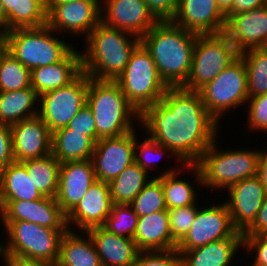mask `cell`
<instances>
[{
	"mask_svg": "<svg viewBox=\"0 0 267 266\" xmlns=\"http://www.w3.org/2000/svg\"><path fill=\"white\" fill-rule=\"evenodd\" d=\"M218 122L197 91L168 88L139 118L145 135L170 149L183 164H195L218 137ZM217 135V136H216Z\"/></svg>",
	"mask_w": 267,
	"mask_h": 266,
	"instance_id": "obj_1",
	"label": "cell"
},
{
	"mask_svg": "<svg viewBox=\"0 0 267 266\" xmlns=\"http://www.w3.org/2000/svg\"><path fill=\"white\" fill-rule=\"evenodd\" d=\"M197 36V33L165 20L159 21L140 38V43L150 53L159 75L169 88L185 85Z\"/></svg>",
	"mask_w": 267,
	"mask_h": 266,
	"instance_id": "obj_2",
	"label": "cell"
},
{
	"mask_svg": "<svg viewBox=\"0 0 267 266\" xmlns=\"http://www.w3.org/2000/svg\"><path fill=\"white\" fill-rule=\"evenodd\" d=\"M82 72L96 80L115 81L125 70L140 38L100 22L85 39Z\"/></svg>",
	"mask_w": 267,
	"mask_h": 266,
	"instance_id": "obj_3",
	"label": "cell"
},
{
	"mask_svg": "<svg viewBox=\"0 0 267 266\" xmlns=\"http://www.w3.org/2000/svg\"><path fill=\"white\" fill-rule=\"evenodd\" d=\"M87 104L95 119L96 142L101 138L125 135L137 126L138 130L142 129L138 123L140 113L128 102L115 81L89 77Z\"/></svg>",
	"mask_w": 267,
	"mask_h": 266,
	"instance_id": "obj_4",
	"label": "cell"
},
{
	"mask_svg": "<svg viewBox=\"0 0 267 266\" xmlns=\"http://www.w3.org/2000/svg\"><path fill=\"white\" fill-rule=\"evenodd\" d=\"M5 241L0 242V258L45 262L56 265L60 242L67 229H50L29 221L2 222Z\"/></svg>",
	"mask_w": 267,
	"mask_h": 266,
	"instance_id": "obj_5",
	"label": "cell"
},
{
	"mask_svg": "<svg viewBox=\"0 0 267 266\" xmlns=\"http://www.w3.org/2000/svg\"><path fill=\"white\" fill-rule=\"evenodd\" d=\"M218 143L216 138L195 163L204 187L201 190L226 191L243 179L257 176L259 149L240 147L220 150Z\"/></svg>",
	"mask_w": 267,
	"mask_h": 266,
	"instance_id": "obj_6",
	"label": "cell"
},
{
	"mask_svg": "<svg viewBox=\"0 0 267 266\" xmlns=\"http://www.w3.org/2000/svg\"><path fill=\"white\" fill-rule=\"evenodd\" d=\"M56 33L48 25L9 30L4 48L31 71L62 61L75 48Z\"/></svg>",
	"mask_w": 267,
	"mask_h": 266,
	"instance_id": "obj_7",
	"label": "cell"
},
{
	"mask_svg": "<svg viewBox=\"0 0 267 266\" xmlns=\"http://www.w3.org/2000/svg\"><path fill=\"white\" fill-rule=\"evenodd\" d=\"M115 82L138 113L160 101L169 88L159 75L150 53L141 43L131 53L125 70Z\"/></svg>",
	"mask_w": 267,
	"mask_h": 266,
	"instance_id": "obj_8",
	"label": "cell"
},
{
	"mask_svg": "<svg viewBox=\"0 0 267 266\" xmlns=\"http://www.w3.org/2000/svg\"><path fill=\"white\" fill-rule=\"evenodd\" d=\"M239 54L224 32L198 34L193 49L190 74L182 88L198 92L231 65Z\"/></svg>",
	"mask_w": 267,
	"mask_h": 266,
	"instance_id": "obj_9",
	"label": "cell"
},
{
	"mask_svg": "<svg viewBox=\"0 0 267 266\" xmlns=\"http://www.w3.org/2000/svg\"><path fill=\"white\" fill-rule=\"evenodd\" d=\"M206 110L219 122L227 111L238 109L248 101L247 72L239 56L217 77L198 91Z\"/></svg>",
	"mask_w": 267,
	"mask_h": 266,
	"instance_id": "obj_10",
	"label": "cell"
},
{
	"mask_svg": "<svg viewBox=\"0 0 267 266\" xmlns=\"http://www.w3.org/2000/svg\"><path fill=\"white\" fill-rule=\"evenodd\" d=\"M89 76L81 73L69 85L39 96L38 116L49 131L67 127L77 112L87 104Z\"/></svg>",
	"mask_w": 267,
	"mask_h": 266,
	"instance_id": "obj_11",
	"label": "cell"
},
{
	"mask_svg": "<svg viewBox=\"0 0 267 266\" xmlns=\"http://www.w3.org/2000/svg\"><path fill=\"white\" fill-rule=\"evenodd\" d=\"M199 205L194 221L186 235L177 243L176 250H191L225 238H231L238 230L234 227L224 202Z\"/></svg>",
	"mask_w": 267,
	"mask_h": 266,
	"instance_id": "obj_12",
	"label": "cell"
},
{
	"mask_svg": "<svg viewBox=\"0 0 267 266\" xmlns=\"http://www.w3.org/2000/svg\"><path fill=\"white\" fill-rule=\"evenodd\" d=\"M100 22L101 0H75L56 5L47 13V25L57 34L84 36V40Z\"/></svg>",
	"mask_w": 267,
	"mask_h": 266,
	"instance_id": "obj_13",
	"label": "cell"
},
{
	"mask_svg": "<svg viewBox=\"0 0 267 266\" xmlns=\"http://www.w3.org/2000/svg\"><path fill=\"white\" fill-rule=\"evenodd\" d=\"M91 161L96 180L110 183L135 162V130L119 137L99 139Z\"/></svg>",
	"mask_w": 267,
	"mask_h": 266,
	"instance_id": "obj_14",
	"label": "cell"
},
{
	"mask_svg": "<svg viewBox=\"0 0 267 266\" xmlns=\"http://www.w3.org/2000/svg\"><path fill=\"white\" fill-rule=\"evenodd\" d=\"M101 22L141 38L159 20L144 0H101Z\"/></svg>",
	"mask_w": 267,
	"mask_h": 266,
	"instance_id": "obj_15",
	"label": "cell"
},
{
	"mask_svg": "<svg viewBox=\"0 0 267 266\" xmlns=\"http://www.w3.org/2000/svg\"><path fill=\"white\" fill-rule=\"evenodd\" d=\"M0 221H29L50 229H68L66 215L55 198L32 201H0Z\"/></svg>",
	"mask_w": 267,
	"mask_h": 266,
	"instance_id": "obj_16",
	"label": "cell"
},
{
	"mask_svg": "<svg viewBox=\"0 0 267 266\" xmlns=\"http://www.w3.org/2000/svg\"><path fill=\"white\" fill-rule=\"evenodd\" d=\"M112 206L109 183L96 180L80 202L66 215L67 228L73 231L78 229L80 232L103 226Z\"/></svg>",
	"mask_w": 267,
	"mask_h": 266,
	"instance_id": "obj_17",
	"label": "cell"
},
{
	"mask_svg": "<svg viewBox=\"0 0 267 266\" xmlns=\"http://www.w3.org/2000/svg\"><path fill=\"white\" fill-rule=\"evenodd\" d=\"M226 204L234 227L244 233L256 220L267 192L257 176L243 179L227 190Z\"/></svg>",
	"mask_w": 267,
	"mask_h": 266,
	"instance_id": "obj_18",
	"label": "cell"
},
{
	"mask_svg": "<svg viewBox=\"0 0 267 266\" xmlns=\"http://www.w3.org/2000/svg\"><path fill=\"white\" fill-rule=\"evenodd\" d=\"M10 129L12 153L16 162L51 154L52 133L38 115L11 125Z\"/></svg>",
	"mask_w": 267,
	"mask_h": 266,
	"instance_id": "obj_19",
	"label": "cell"
},
{
	"mask_svg": "<svg viewBox=\"0 0 267 266\" xmlns=\"http://www.w3.org/2000/svg\"><path fill=\"white\" fill-rule=\"evenodd\" d=\"M171 21L197 34L223 33L226 27V17L216 0H179Z\"/></svg>",
	"mask_w": 267,
	"mask_h": 266,
	"instance_id": "obj_20",
	"label": "cell"
},
{
	"mask_svg": "<svg viewBox=\"0 0 267 266\" xmlns=\"http://www.w3.org/2000/svg\"><path fill=\"white\" fill-rule=\"evenodd\" d=\"M224 33L239 53L252 48H267V4L231 15L226 20Z\"/></svg>",
	"mask_w": 267,
	"mask_h": 266,
	"instance_id": "obj_21",
	"label": "cell"
},
{
	"mask_svg": "<svg viewBox=\"0 0 267 266\" xmlns=\"http://www.w3.org/2000/svg\"><path fill=\"white\" fill-rule=\"evenodd\" d=\"M95 181L91 159L61 163L55 200L65 215L80 202Z\"/></svg>",
	"mask_w": 267,
	"mask_h": 266,
	"instance_id": "obj_22",
	"label": "cell"
},
{
	"mask_svg": "<svg viewBox=\"0 0 267 266\" xmlns=\"http://www.w3.org/2000/svg\"><path fill=\"white\" fill-rule=\"evenodd\" d=\"M179 166L173 165L167 167V169L162 170L159 174L155 176L162 184L164 190L165 205L167 210L174 208L185 207L188 205H195L198 200L197 190L195 186L203 187L201 181V174L198 167L195 164H178ZM176 166V167H175ZM178 167V168H177ZM184 169V170H183ZM186 170V171H185ZM192 172L191 178H193L195 183H191V180L181 178V172ZM195 176V179H194ZM180 179H179V178ZM190 182V183H189ZM198 184V185H197Z\"/></svg>",
	"mask_w": 267,
	"mask_h": 266,
	"instance_id": "obj_23",
	"label": "cell"
},
{
	"mask_svg": "<svg viewBox=\"0 0 267 266\" xmlns=\"http://www.w3.org/2000/svg\"><path fill=\"white\" fill-rule=\"evenodd\" d=\"M243 248V233L231 238L210 242L191 250H177L181 255V266H232L234 258ZM240 250V251H239Z\"/></svg>",
	"mask_w": 267,
	"mask_h": 266,
	"instance_id": "obj_24",
	"label": "cell"
},
{
	"mask_svg": "<svg viewBox=\"0 0 267 266\" xmlns=\"http://www.w3.org/2000/svg\"><path fill=\"white\" fill-rule=\"evenodd\" d=\"M82 73L81 50L74 48L62 61L31 70V87L40 96L65 87Z\"/></svg>",
	"mask_w": 267,
	"mask_h": 266,
	"instance_id": "obj_25",
	"label": "cell"
},
{
	"mask_svg": "<svg viewBox=\"0 0 267 266\" xmlns=\"http://www.w3.org/2000/svg\"><path fill=\"white\" fill-rule=\"evenodd\" d=\"M133 240L140 252L176 249L177 242L172 238L170 231L168 210L138 217Z\"/></svg>",
	"mask_w": 267,
	"mask_h": 266,
	"instance_id": "obj_26",
	"label": "cell"
},
{
	"mask_svg": "<svg viewBox=\"0 0 267 266\" xmlns=\"http://www.w3.org/2000/svg\"><path fill=\"white\" fill-rule=\"evenodd\" d=\"M91 236L102 266H132L139 249L133 239L115 235L103 226L87 230Z\"/></svg>",
	"mask_w": 267,
	"mask_h": 266,
	"instance_id": "obj_27",
	"label": "cell"
},
{
	"mask_svg": "<svg viewBox=\"0 0 267 266\" xmlns=\"http://www.w3.org/2000/svg\"><path fill=\"white\" fill-rule=\"evenodd\" d=\"M55 266H102L94 242L87 231L79 233L76 230H66L60 242L59 258Z\"/></svg>",
	"mask_w": 267,
	"mask_h": 266,
	"instance_id": "obj_28",
	"label": "cell"
},
{
	"mask_svg": "<svg viewBox=\"0 0 267 266\" xmlns=\"http://www.w3.org/2000/svg\"><path fill=\"white\" fill-rule=\"evenodd\" d=\"M43 197L21 162L13 161L0 171V201H32Z\"/></svg>",
	"mask_w": 267,
	"mask_h": 266,
	"instance_id": "obj_29",
	"label": "cell"
},
{
	"mask_svg": "<svg viewBox=\"0 0 267 266\" xmlns=\"http://www.w3.org/2000/svg\"><path fill=\"white\" fill-rule=\"evenodd\" d=\"M95 142L84 132H72L68 127L52 133L51 154L60 162L91 159Z\"/></svg>",
	"mask_w": 267,
	"mask_h": 266,
	"instance_id": "obj_30",
	"label": "cell"
},
{
	"mask_svg": "<svg viewBox=\"0 0 267 266\" xmlns=\"http://www.w3.org/2000/svg\"><path fill=\"white\" fill-rule=\"evenodd\" d=\"M39 95L32 88L0 92V123L13 125L38 115Z\"/></svg>",
	"mask_w": 267,
	"mask_h": 266,
	"instance_id": "obj_31",
	"label": "cell"
},
{
	"mask_svg": "<svg viewBox=\"0 0 267 266\" xmlns=\"http://www.w3.org/2000/svg\"><path fill=\"white\" fill-rule=\"evenodd\" d=\"M8 16V31L47 25L45 0H1Z\"/></svg>",
	"mask_w": 267,
	"mask_h": 266,
	"instance_id": "obj_32",
	"label": "cell"
},
{
	"mask_svg": "<svg viewBox=\"0 0 267 266\" xmlns=\"http://www.w3.org/2000/svg\"><path fill=\"white\" fill-rule=\"evenodd\" d=\"M150 176L136 162L125 168L109 183L113 204L129 205L144 186L153 179V173L151 178Z\"/></svg>",
	"mask_w": 267,
	"mask_h": 266,
	"instance_id": "obj_33",
	"label": "cell"
},
{
	"mask_svg": "<svg viewBox=\"0 0 267 266\" xmlns=\"http://www.w3.org/2000/svg\"><path fill=\"white\" fill-rule=\"evenodd\" d=\"M21 163L26 167L30 179L39 192L45 197L55 198L61 163L52 154Z\"/></svg>",
	"mask_w": 267,
	"mask_h": 266,
	"instance_id": "obj_34",
	"label": "cell"
},
{
	"mask_svg": "<svg viewBox=\"0 0 267 266\" xmlns=\"http://www.w3.org/2000/svg\"><path fill=\"white\" fill-rule=\"evenodd\" d=\"M246 65L248 98L267 93V48H252L239 54Z\"/></svg>",
	"mask_w": 267,
	"mask_h": 266,
	"instance_id": "obj_35",
	"label": "cell"
},
{
	"mask_svg": "<svg viewBox=\"0 0 267 266\" xmlns=\"http://www.w3.org/2000/svg\"><path fill=\"white\" fill-rule=\"evenodd\" d=\"M31 87V71L0 47V92Z\"/></svg>",
	"mask_w": 267,
	"mask_h": 266,
	"instance_id": "obj_36",
	"label": "cell"
},
{
	"mask_svg": "<svg viewBox=\"0 0 267 266\" xmlns=\"http://www.w3.org/2000/svg\"><path fill=\"white\" fill-rule=\"evenodd\" d=\"M138 130L135 129V162L144 170L149 172L151 175V170L157 171L156 166H159L158 162L162 159L165 155L175 157L174 160H177V164H183L179 159L175 156V154L168 149L167 147L158 144L153 139L149 138L147 135L144 136L145 139L142 141L140 137L137 138ZM158 164V165H157ZM156 165V166H155Z\"/></svg>",
	"mask_w": 267,
	"mask_h": 266,
	"instance_id": "obj_37",
	"label": "cell"
},
{
	"mask_svg": "<svg viewBox=\"0 0 267 266\" xmlns=\"http://www.w3.org/2000/svg\"><path fill=\"white\" fill-rule=\"evenodd\" d=\"M129 205L138 217L167 210L161 182L156 177H153Z\"/></svg>",
	"mask_w": 267,
	"mask_h": 266,
	"instance_id": "obj_38",
	"label": "cell"
},
{
	"mask_svg": "<svg viewBox=\"0 0 267 266\" xmlns=\"http://www.w3.org/2000/svg\"><path fill=\"white\" fill-rule=\"evenodd\" d=\"M137 225L138 215L130 205L113 204L103 227L115 235L133 239Z\"/></svg>",
	"mask_w": 267,
	"mask_h": 266,
	"instance_id": "obj_39",
	"label": "cell"
},
{
	"mask_svg": "<svg viewBox=\"0 0 267 266\" xmlns=\"http://www.w3.org/2000/svg\"><path fill=\"white\" fill-rule=\"evenodd\" d=\"M199 202L195 205L168 210L172 238L178 243L189 231L196 216Z\"/></svg>",
	"mask_w": 267,
	"mask_h": 266,
	"instance_id": "obj_40",
	"label": "cell"
},
{
	"mask_svg": "<svg viewBox=\"0 0 267 266\" xmlns=\"http://www.w3.org/2000/svg\"><path fill=\"white\" fill-rule=\"evenodd\" d=\"M247 103V129L250 133L254 130L267 132V93L249 98Z\"/></svg>",
	"mask_w": 267,
	"mask_h": 266,
	"instance_id": "obj_41",
	"label": "cell"
},
{
	"mask_svg": "<svg viewBox=\"0 0 267 266\" xmlns=\"http://www.w3.org/2000/svg\"><path fill=\"white\" fill-rule=\"evenodd\" d=\"M132 266H181V255L176 249L139 252Z\"/></svg>",
	"mask_w": 267,
	"mask_h": 266,
	"instance_id": "obj_42",
	"label": "cell"
},
{
	"mask_svg": "<svg viewBox=\"0 0 267 266\" xmlns=\"http://www.w3.org/2000/svg\"><path fill=\"white\" fill-rule=\"evenodd\" d=\"M242 249L244 253L247 250V255H253L251 257L253 261L249 263L250 266H267V234L243 236Z\"/></svg>",
	"mask_w": 267,
	"mask_h": 266,
	"instance_id": "obj_43",
	"label": "cell"
},
{
	"mask_svg": "<svg viewBox=\"0 0 267 266\" xmlns=\"http://www.w3.org/2000/svg\"><path fill=\"white\" fill-rule=\"evenodd\" d=\"M72 132H84V135L89 136L96 143V126L93 112L86 104L70 120L68 126Z\"/></svg>",
	"mask_w": 267,
	"mask_h": 266,
	"instance_id": "obj_44",
	"label": "cell"
},
{
	"mask_svg": "<svg viewBox=\"0 0 267 266\" xmlns=\"http://www.w3.org/2000/svg\"><path fill=\"white\" fill-rule=\"evenodd\" d=\"M179 0H144L146 6L159 21L171 20L176 13Z\"/></svg>",
	"mask_w": 267,
	"mask_h": 266,
	"instance_id": "obj_45",
	"label": "cell"
},
{
	"mask_svg": "<svg viewBox=\"0 0 267 266\" xmlns=\"http://www.w3.org/2000/svg\"><path fill=\"white\" fill-rule=\"evenodd\" d=\"M13 161L10 126L0 123V171Z\"/></svg>",
	"mask_w": 267,
	"mask_h": 266,
	"instance_id": "obj_46",
	"label": "cell"
},
{
	"mask_svg": "<svg viewBox=\"0 0 267 266\" xmlns=\"http://www.w3.org/2000/svg\"><path fill=\"white\" fill-rule=\"evenodd\" d=\"M267 234V194L258 211V215L253 224L243 233V236Z\"/></svg>",
	"mask_w": 267,
	"mask_h": 266,
	"instance_id": "obj_47",
	"label": "cell"
},
{
	"mask_svg": "<svg viewBox=\"0 0 267 266\" xmlns=\"http://www.w3.org/2000/svg\"><path fill=\"white\" fill-rule=\"evenodd\" d=\"M267 4V0H234L232 8L225 14L226 20L231 15L251 11Z\"/></svg>",
	"mask_w": 267,
	"mask_h": 266,
	"instance_id": "obj_48",
	"label": "cell"
},
{
	"mask_svg": "<svg viewBox=\"0 0 267 266\" xmlns=\"http://www.w3.org/2000/svg\"><path fill=\"white\" fill-rule=\"evenodd\" d=\"M267 147L259 149V161L257 169V177L259 178L262 186L267 192Z\"/></svg>",
	"mask_w": 267,
	"mask_h": 266,
	"instance_id": "obj_49",
	"label": "cell"
},
{
	"mask_svg": "<svg viewBox=\"0 0 267 266\" xmlns=\"http://www.w3.org/2000/svg\"><path fill=\"white\" fill-rule=\"evenodd\" d=\"M4 264L2 266H54L45 262L26 261L15 258H1Z\"/></svg>",
	"mask_w": 267,
	"mask_h": 266,
	"instance_id": "obj_50",
	"label": "cell"
},
{
	"mask_svg": "<svg viewBox=\"0 0 267 266\" xmlns=\"http://www.w3.org/2000/svg\"><path fill=\"white\" fill-rule=\"evenodd\" d=\"M0 29L6 33L8 31V16L4 10L2 1L0 0Z\"/></svg>",
	"mask_w": 267,
	"mask_h": 266,
	"instance_id": "obj_51",
	"label": "cell"
},
{
	"mask_svg": "<svg viewBox=\"0 0 267 266\" xmlns=\"http://www.w3.org/2000/svg\"><path fill=\"white\" fill-rule=\"evenodd\" d=\"M233 1L234 0H216V4L225 15L232 8Z\"/></svg>",
	"mask_w": 267,
	"mask_h": 266,
	"instance_id": "obj_52",
	"label": "cell"
},
{
	"mask_svg": "<svg viewBox=\"0 0 267 266\" xmlns=\"http://www.w3.org/2000/svg\"><path fill=\"white\" fill-rule=\"evenodd\" d=\"M75 0H45V9L48 13L54 6Z\"/></svg>",
	"mask_w": 267,
	"mask_h": 266,
	"instance_id": "obj_53",
	"label": "cell"
},
{
	"mask_svg": "<svg viewBox=\"0 0 267 266\" xmlns=\"http://www.w3.org/2000/svg\"><path fill=\"white\" fill-rule=\"evenodd\" d=\"M0 47H4V32L0 29Z\"/></svg>",
	"mask_w": 267,
	"mask_h": 266,
	"instance_id": "obj_54",
	"label": "cell"
}]
</instances>
